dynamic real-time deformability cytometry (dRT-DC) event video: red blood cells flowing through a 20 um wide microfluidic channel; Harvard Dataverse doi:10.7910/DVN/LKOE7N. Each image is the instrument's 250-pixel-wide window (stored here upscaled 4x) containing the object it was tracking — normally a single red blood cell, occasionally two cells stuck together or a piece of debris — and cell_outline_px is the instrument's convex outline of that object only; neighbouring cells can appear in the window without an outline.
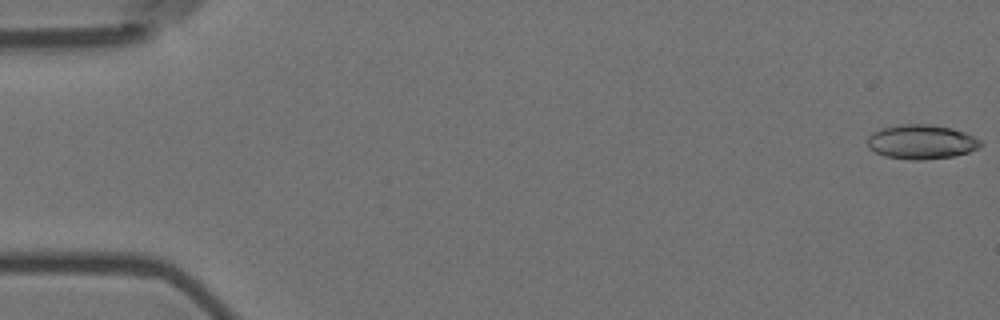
{"species": "Egyptian fruit bat (a non-hibernating species)", "species_latin": "Rousettus aegyptiacus", "temperature_condition": "room temperature", "stored_images_in_passage": 54, "camera_frame_rate_fps": 3000, "um_per_image_px": 0.085, "animal": {"sex": "female"}, "frame": {"image": 1, "passage_image": 1, "time_ms": 0.0, "image_size_px": [1000, 320], "cell_outline_px": [[984, 144], [980, 148], [968, 152], [952, 156], [920, 160], [912, 160], [884, 156], [868, 148], [868, 136], [872, 132], [880, 128], [900, 124], [928, 124], [952, 128], [964, 132], [980, 140]], "centroid_in_image_um": [78.31, 12.05], "position_along_channel_um": 6.7, "area_um2": 22.72}}
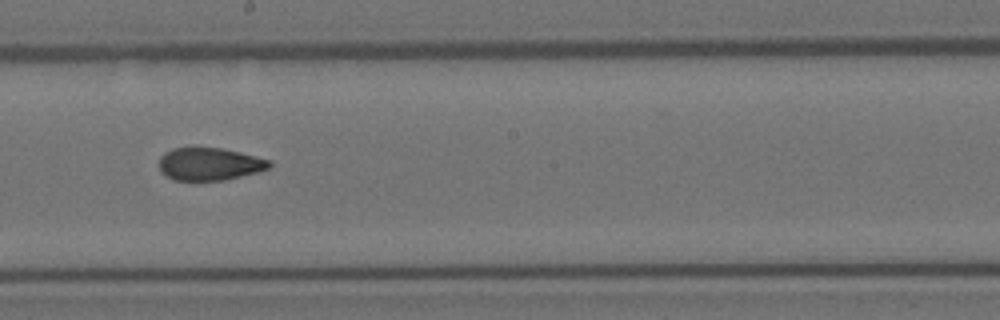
{"frame": {"image": 2, "passage_image": 32, "time_ms": 10.333, "image_size_px": [1000, 320], "cell_outline_px": [[272, 164], [268, 168], [260, 172], [224, 180], [172, 180], [160, 172], [160, 156], [164, 152], [172, 148], [220, 148], [240, 152], [272, 160]], "centroid_in_image_um": [17.82, 13.95], "position_along_channel_um": 230.4, "area_um2": 21.1}}
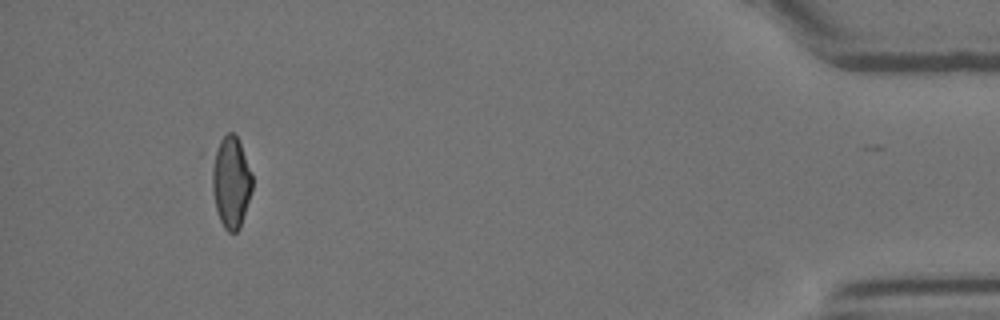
{"frame": {"image": 3, "passage_image": 53, "time_ms": 17.333, "image_size_px": [1000, 320], "cell_outline_px": [[252, 192], [240, 228], [236, 232], [228, 232], [224, 228], [220, 220], [216, 208], [212, 188], [212, 168], [216, 152], [220, 140], [228, 132], [232, 132], [240, 140], [252, 176]], "centroid_in_image_um": [19.66, 15.5], "position_along_channel_um": 415.5, "area_um2": 21.21}, "authors_computed_cell_mechanics": {"area_um2": 22.253, "velocity_mm_per_s": 3.6099, "shape_relaxation_time_tau1_ms": 7.4876, "shape_relaxation_time_tau2_ms": 2.3352, "deformation_change_tau1": 0.1828, "deformation_change_tau2": 0.0879}}